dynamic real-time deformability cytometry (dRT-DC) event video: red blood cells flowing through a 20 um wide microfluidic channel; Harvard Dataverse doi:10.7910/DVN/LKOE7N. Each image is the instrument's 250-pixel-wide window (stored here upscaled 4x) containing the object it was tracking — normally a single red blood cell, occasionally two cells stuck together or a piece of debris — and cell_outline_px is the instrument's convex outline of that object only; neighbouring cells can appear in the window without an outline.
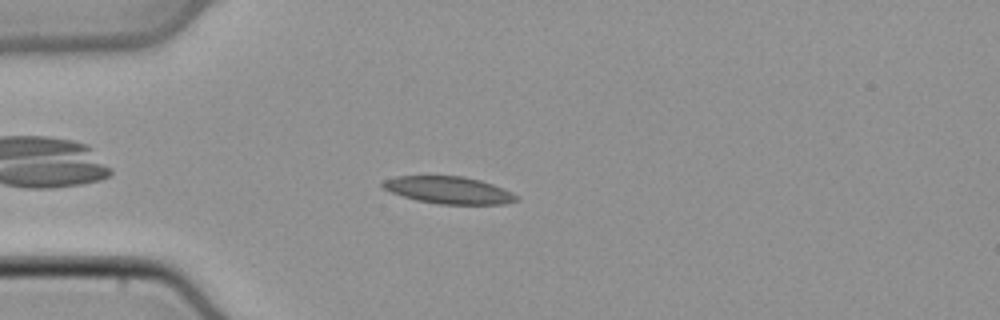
{"species": "common noctule bat (a hibernating species)", "species_latin": "Nyctalus noctula", "temperature_condition": "cold", "stored_images_in_passage": 6, "camera_frame_rate_fps": 3000, "um_per_image_px": 0.085, "animal": {"sex": "male", "body_mass_g": 21.5, "forearm_length_mm": 52.0}, "frame": {"image": 1, "passage_image": 4, "time_ms": 1.0, "image_size_px": [1000, 320], "cell_outline_px": [[520, 200], [504, 204], [440, 204], [416, 200], [392, 192], [384, 188], [380, 184], [384, 180], [396, 176], [464, 176], [480, 180], [504, 188], [520, 196]], "centroid_in_image_um": [38.2, 16.16], "position_along_channel_um": 46.8, "area_um2": 21.21}}